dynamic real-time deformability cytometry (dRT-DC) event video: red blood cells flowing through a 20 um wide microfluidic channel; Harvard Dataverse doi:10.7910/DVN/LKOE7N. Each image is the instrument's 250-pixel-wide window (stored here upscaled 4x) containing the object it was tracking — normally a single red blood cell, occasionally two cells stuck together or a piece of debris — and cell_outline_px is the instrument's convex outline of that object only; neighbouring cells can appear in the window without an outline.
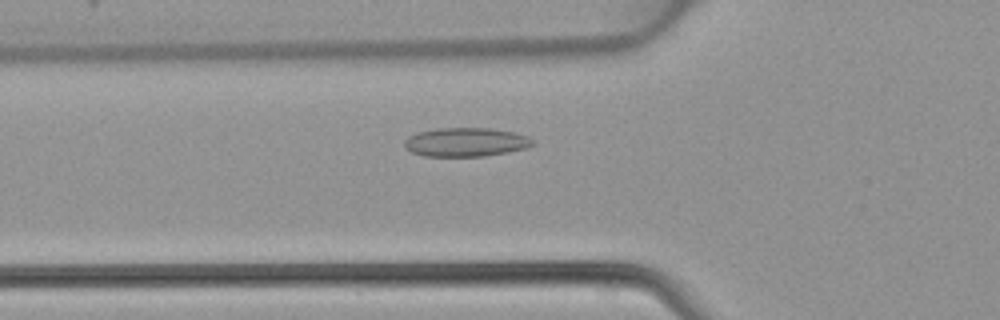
{"species": "common noctule bat (a hibernating species)", "species_latin": "Nyctalus noctula", "temperature_condition": "warm", "stored_images_in_passage": 45, "camera_frame_rate_fps": 3000, "um_per_image_px": 0.085, "animal": {"sex": "female", "body_mass_g": 22.7, "forearm_length_mm": 54.2}, "frame": {"image": 1, "passage_image": 16, "time_ms": 5.0, "image_size_px": [1000, 320], "cell_outline_px": [[536, 144], [528, 148], [508, 152], [484, 156], [424, 156], [412, 152], [404, 148], [404, 140], [408, 136], [416, 132], [436, 128], [488, 128], [516, 132], [528, 136], [536, 140]], "centroid_in_image_um": [39.63, 12.07], "position_along_channel_um": 86.2, "area_um2": 21.96}}
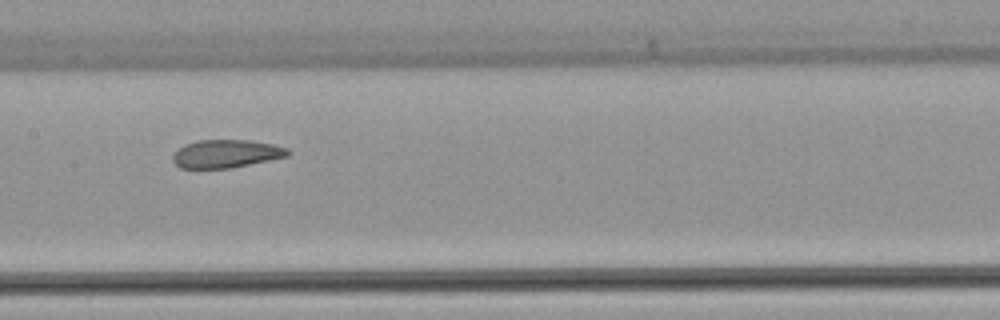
{"frame": {"image": 2, "passage_image": 23, "time_ms": 7.333, "image_size_px": [1000, 320], "cell_outline_px": [[292, 152], [288, 156], [232, 168], [180, 168], [172, 160], [172, 156], [184, 144], [196, 140], [248, 140], [272, 144], [288, 148]], "centroid_in_image_um": [19.24, 13.06], "position_along_channel_um": 188.2, "area_um2": 18.84}}
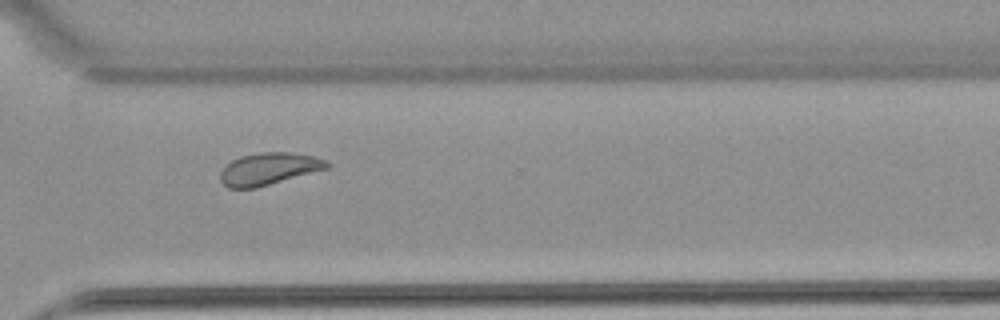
{"frame": {"image": 3, "passage_image": 34, "time_ms": 11.0, "image_size_px": [1000, 320], "cell_outline_px": [[332, 164], [328, 168], [256, 188], [228, 188], [220, 180], [220, 172], [232, 160], [240, 156], [260, 152], [288, 152], [316, 156], [328, 160]], "centroid_in_image_um": [22.88, 14.34], "position_along_channel_um": 347.7, "area_um2": 20.0}}